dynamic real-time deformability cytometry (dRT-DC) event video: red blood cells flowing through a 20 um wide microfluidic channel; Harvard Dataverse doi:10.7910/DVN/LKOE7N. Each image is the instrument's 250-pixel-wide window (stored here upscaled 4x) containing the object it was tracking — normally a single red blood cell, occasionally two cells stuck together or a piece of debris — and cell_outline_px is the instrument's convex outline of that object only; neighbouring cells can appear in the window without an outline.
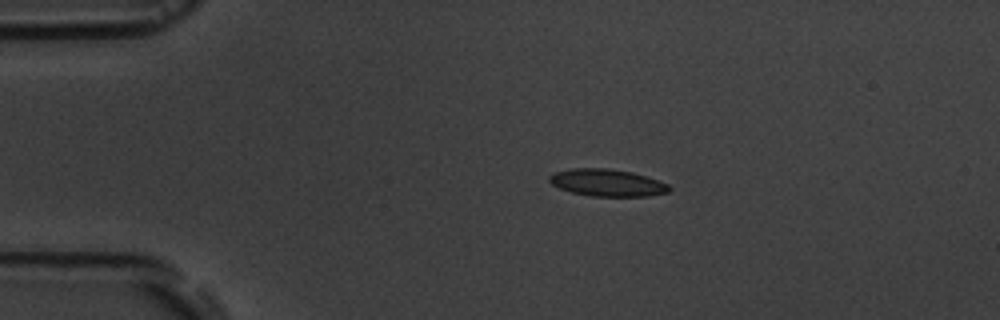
{"species": "common noctule bat (a hibernating species)", "species_latin": "Nyctalus noctula", "temperature_condition": "room temperature", "stored_images_in_passage": 5, "camera_frame_rate_fps": 3000, "um_per_image_px": 0.085, "animal": {"sex": "male", "body_mass_g": 19.5, "forearm_length_mm": 54.6}, "frame": {"image": 1, "passage_image": 3, "time_ms": 2.333, "image_size_px": [1000, 320], "cell_outline_px": [[672, 188], [668, 192], [648, 196], [588, 196], [572, 192], [560, 188], [552, 184], [548, 180], [548, 176], [552, 172], [572, 168], [608, 168], [632, 172], [668, 184]], "centroid_in_image_um": [51.57, 15.52], "position_along_channel_um": 33.4, "area_um2": 18.96}}
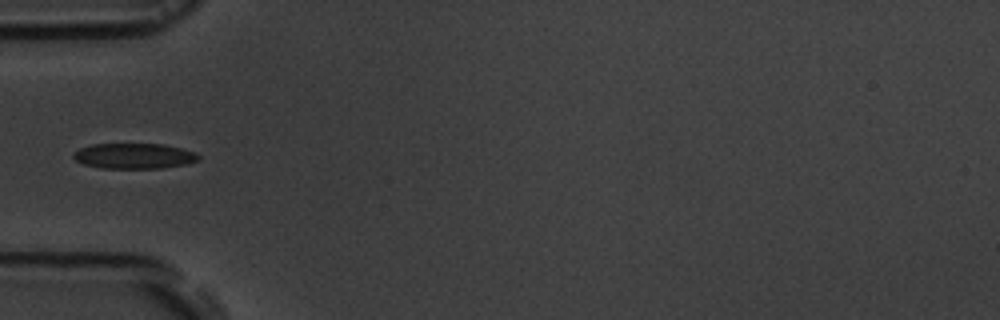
{"frame": {"image": 2, "passage_image": 5, "time_ms": 4.667, "image_size_px": [1000, 320], "cell_outline_px": [[200, 160], [188, 164], [160, 168], [100, 168], [84, 164], [76, 160], [72, 156], [80, 148], [92, 144], [164, 144], [196, 152], [200, 156]], "centroid_in_image_um": [11.44, 13.26], "position_along_channel_um": 73.6, "area_um2": 18.55}}